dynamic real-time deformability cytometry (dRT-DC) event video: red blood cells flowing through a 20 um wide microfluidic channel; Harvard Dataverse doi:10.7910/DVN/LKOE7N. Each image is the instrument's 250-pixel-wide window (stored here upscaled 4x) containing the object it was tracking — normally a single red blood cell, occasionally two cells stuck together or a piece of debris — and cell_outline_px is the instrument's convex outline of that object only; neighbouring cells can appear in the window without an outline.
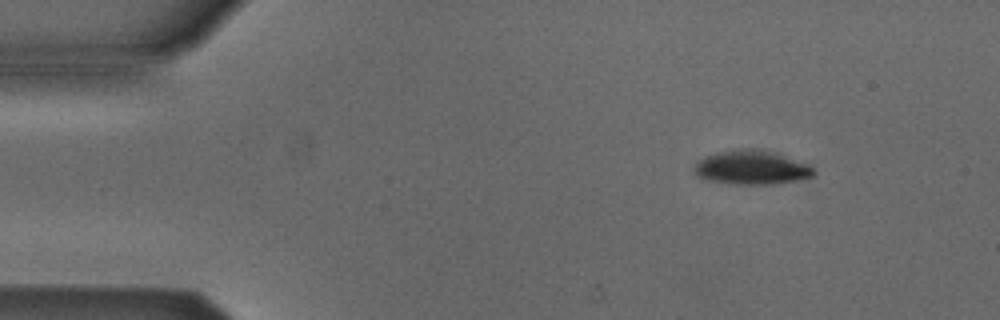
{"species": "Egyptian fruit bat (a non-hibernating species)", "species_latin": "Rousettus aegyptiacus", "temperature_condition": "cold", "stored_images_in_passage": 4, "camera_frame_rate_fps": 3000, "um_per_image_px": 0.085, "animal": {"sex": "male"}, "frame": {"image": 1, "passage_image": 2, "time_ms": 1.333, "image_size_px": [1000, 320], "cell_outline_px": [[816, 172], [812, 176], [796, 180], [772, 184], [732, 184], [708, 180], [696, 176], [692, 172], [692, 168], [696, 160], [720, 152], [740, 148], [764, 148], [780, 152], [812, 164], [816, 168]], "centroid_in_image_um": [63.94, 14.21], "position_along_channel_um": 21.1, "area_um2": 24.57}}